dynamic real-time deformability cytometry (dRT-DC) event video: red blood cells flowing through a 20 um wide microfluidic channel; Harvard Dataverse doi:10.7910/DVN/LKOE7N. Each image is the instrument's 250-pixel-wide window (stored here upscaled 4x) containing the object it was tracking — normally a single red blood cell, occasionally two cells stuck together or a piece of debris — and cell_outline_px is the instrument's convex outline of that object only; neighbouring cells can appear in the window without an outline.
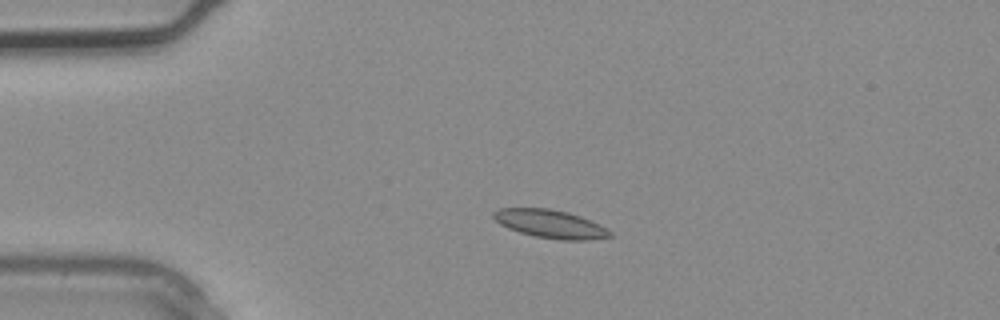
{"species": "common noctule bat (a hibernating species)", "species_latin": "Nyctalus noctula", "temperature_condition": "warm", "stored_images_in_passage": 2, "camera_frame_rate_fps": 3000, "um_per_image_px": 0.085, "animal": {"sex": "male", "body_mass_g": 20.4}, "frame": {"image": 1, "passage_image": 2, "time_ms": 0.333, "image_size_px": [1000, 320], "cell_outline_px": [[612, 236], [588, 240], [560, 240], [536, 236], [520, 232], [508, 228], [500, 224], [492, 216], [492, 212], [500, 208], [548, 208], [568, 212], [580, 216], [600, 224], [612, 232]], "centroid_in_image_um": [46.78, 19.03], "position_along_channel_um": 38.2, "area_um2": 19.13}}